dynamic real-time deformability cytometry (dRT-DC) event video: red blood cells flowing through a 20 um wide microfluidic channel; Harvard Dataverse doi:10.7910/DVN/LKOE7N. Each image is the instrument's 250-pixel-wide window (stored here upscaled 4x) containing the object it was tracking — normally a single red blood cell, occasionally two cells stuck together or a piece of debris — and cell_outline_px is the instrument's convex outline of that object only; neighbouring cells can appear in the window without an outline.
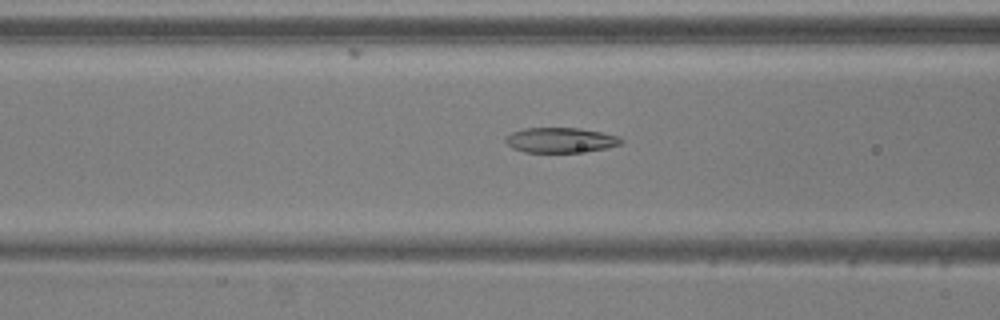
{"species": "common noctule bat (a hibernating species)", "species_latin": "Nyctalus noctula", "temperature_condition": "warm", "stored_images_in_passage": 52, "camera_frame_rate_fps": 3000, "um_per_image_px": 0.085, "animal": {"sex": "male", "body_mass_g": 20.5, "forearm_length_mm": 52.5}, "frame": {"image": 1, "passage_image": 19, "time_ms": 6.0, "image_size_px": [1000, 320], "cell_outline_px": [[624, 140], [620, 144], [604, 148], [576, 152], [524, 152], [512, 148], [504, 140], [504, 136], [512, 132], [524, 128], [580, 128], [620, 136]], "centroid_in_image_um": [47.6, 11.9], "position_along_channel_um": 119.0, "area_um2": 16.82}}
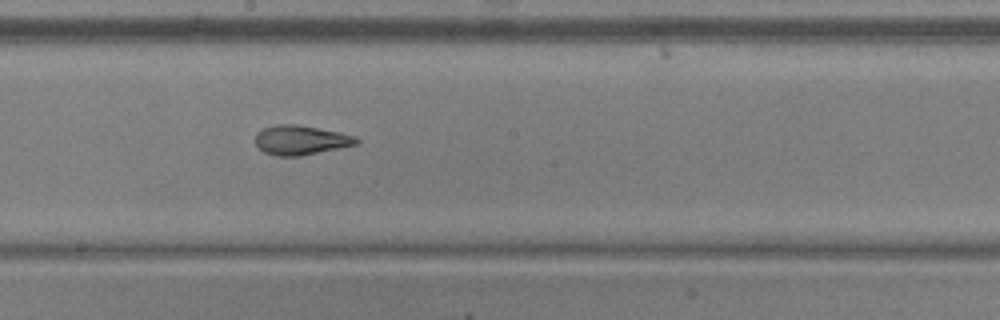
{"frame": {"image": 2, "passage_image": 27, "time_ms": 8.667, "image_size_px": [1000, 320], "cell_outline_px": [[360, 140], [356, 144], [340, 148], [300, 156], [276, 156], [264, 152], [256, 144], [256, 132], [264, 128], [276, 124], [296, 124], [340, 132], [356, 136]], "centroid_in_image_um": [25.57, 11.9], "position_along_channel_um": 222.6, "area_um2": 17.34}}
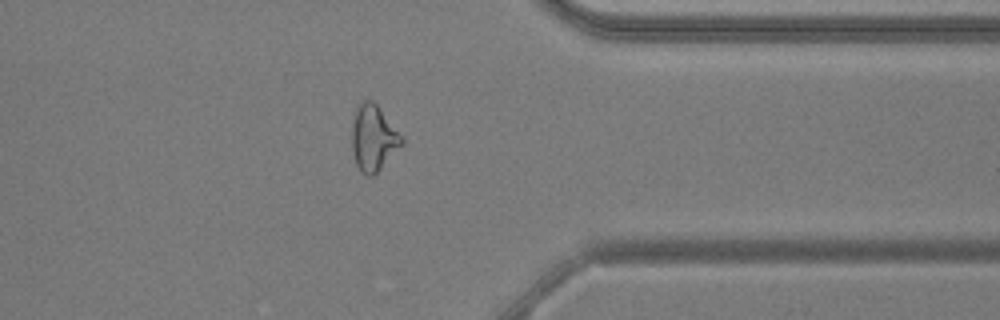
{"frame": {"image": 3, "passage_image": 40, "time_ms": 13.0, "image_size_px": [1000, 320], "cell_outline_px": [[404, 144], [372, 176], [368, 176], [360, 172], [356, 164], [352, 152], [352, 124], [356, 104], [360, 100], [372, 100], [376, 104], [404, 140]], "centroid_in_image_um": [31.7, 11.72], "position_along_channel_um": 379.7, "area_um2": 19.02}, "authors_computed_cell_mechanics": {"area_um2": 18.785, "velocity_mm_per_s": 3.8784, "shape_relaxation_time_tau1_ms": 8.1135, "shape_relaxation_time_tau2_ms": 2.2833, "deformation_change_tau1": 0.2354, "deformation_change_tau2": 0.1066}}